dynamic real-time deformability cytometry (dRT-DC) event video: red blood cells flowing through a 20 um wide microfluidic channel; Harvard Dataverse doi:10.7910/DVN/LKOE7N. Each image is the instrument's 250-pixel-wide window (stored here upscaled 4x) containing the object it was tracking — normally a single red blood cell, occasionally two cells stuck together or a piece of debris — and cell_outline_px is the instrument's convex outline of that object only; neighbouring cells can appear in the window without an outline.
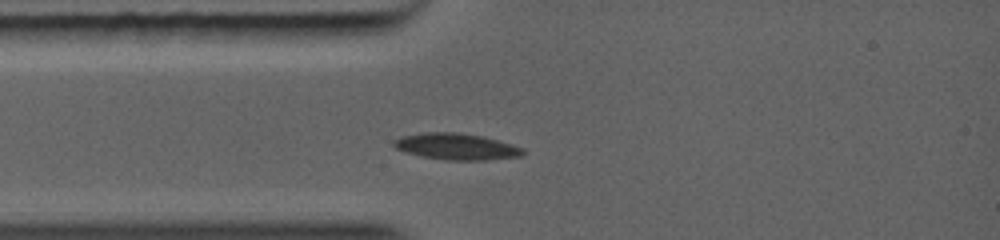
{"species": "common noctule bat (a hibernating species)", "species_latin": "Nyctalus noctula", "temperature_condition": "warm", "stored_images_in_passage": 17, "camera_frame_rate_fps": 5000, "um_per_image_px": 0.085, "animal": {"sex": "female", "body_mass_g": 19.0, "forearm_length_mm": 56.7}, "frame": {"image": 1, "passage_image": 1, "time_ms": 0.0, "image_size_px": [1000, 240], "cell_outline_px": [[524, 156], [484, 160], [448, 160], [424, 156], [404, 152], [396, 148], [392, 144], [392, 140], [404, 136], [420, 132], [460, 132], [484, 136], [512, 144], [524, 148]], "centroid_in_image_um": [38.81, 12.44], "position_along_channel_um": 46.2, "area_um2": 20.0}}
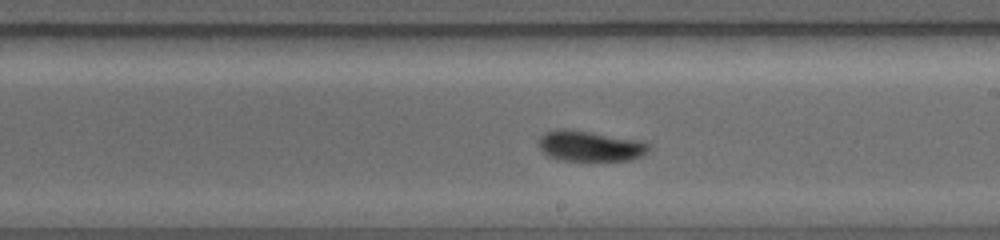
{"frame": {"image": 2, "passage_image": 10, "time_ms": 4.0, "image_size_px": [1000, 240], "cell_outline_px": [[652, 148], [648, 152], [632, 160], [556, 160], [548, 156], [536, 144], [540, 136], [544, 132], [560, 128], [568, 128], [644, 140]], "centroid_in_image_um": [50.15, 12.39], "position_along_channel_um": 238.8, "area_um2": 20.11}}
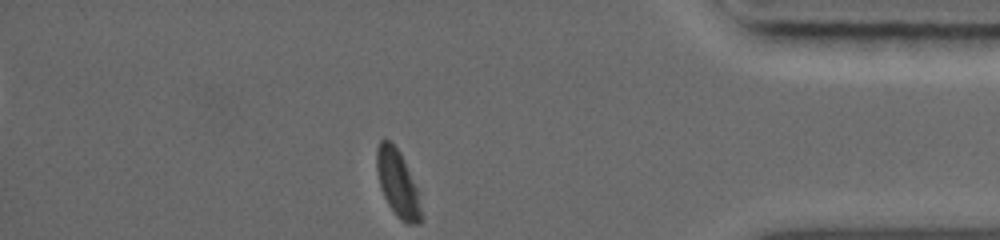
{"frame": {"image": 3, "passage_image": 17, "time_ms": 8.0, "image_size_px": [1000, 240], "cell_outline_px": [[420, 224], [408, 224], [400, 220], [396, 216], [388, 204], [380, 188], [376, 168], [376, 148], [380, 140], [384, 136], [400, 152], [404, 160], [416, 188], [420, 212]], "centroid_in_image_um": [33.74, 15.56], "position_along_channel_um": 401.5, "area_um2": 16.99}}